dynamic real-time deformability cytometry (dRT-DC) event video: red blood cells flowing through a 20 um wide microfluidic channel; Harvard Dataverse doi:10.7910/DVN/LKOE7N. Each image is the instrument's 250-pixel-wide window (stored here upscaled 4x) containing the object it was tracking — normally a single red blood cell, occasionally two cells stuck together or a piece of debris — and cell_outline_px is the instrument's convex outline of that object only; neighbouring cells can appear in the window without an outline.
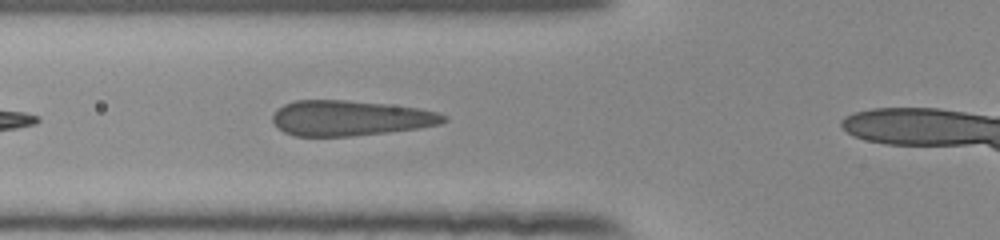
{"species": "human", "species_latin": "Homo sapiens", "temperature_condition": "room temperature", "stored_images_in_passage": 31, "camera_frame_rate_fps": 3000, "um_per_image_px": 0.085, "donor": {"sex": "female"}, "frame": {"image": 1, "passage_image": 5, "time_ms": 1.333, "image_size_px": [1000, 240], "cell_outline_px": [[448, 120], [440, 124], [420, 128], [388, 132], [352, 136], [296, 136], [284, 132], [272, 120], [272, 116], [284, 104], [296, 100], [348, 100], [388, 104], [420, 108], [436, 112], [448, 116]], "centroid_in_image_um": [29.82, 10.03], "position_along_channel_um": 96.0, "area_um2": 35.2}}
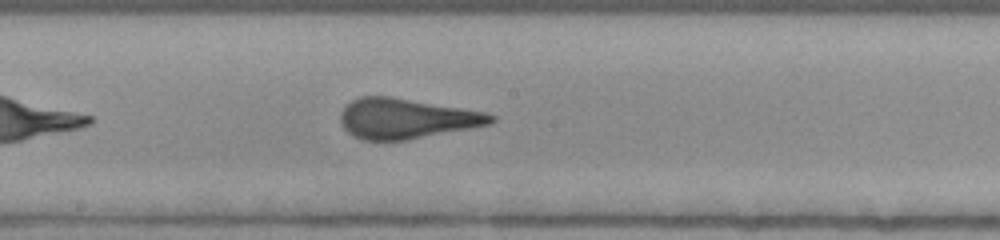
{"frame": {"image": 2, "passage_image": 14, "time_ms": 4.333, "image_size_px": [1000, 240], "cell_outline_px": [[496, 120], [492, 124], [472, 128], [404, 140], [364, 140], [348, 132], [344, 128], [340, 120], [340, 112], [352, 100], [360, 96], [392, 96], [484, 112], [496, 116]], "centroid_in_image_um": [34.54, 10.07], "position_along_channel_um": 213.7, "area_um2": 35.03}}
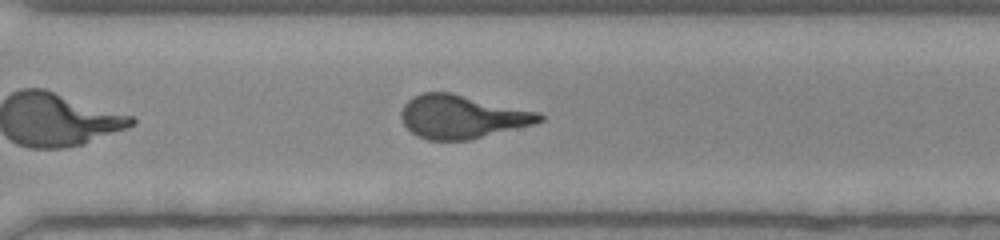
{"frame": {"image": 3, "passage_image": 23, "time_ms": 7.333, "image_size_px": [1000, 240], "cell_outline_px": [[544, 120], [536, 124], [468, 140], [428, 140], [416, 136], [404, 124], [400, 116], [400, 112], [404, 104], [408, 100], [424, 92], [452, 92], [540, 112], [544, 116]], "centroid_in_image_um": [39.3, 9.92], "position_along_channel_um": 331.3, "area_um2": 35.14}}